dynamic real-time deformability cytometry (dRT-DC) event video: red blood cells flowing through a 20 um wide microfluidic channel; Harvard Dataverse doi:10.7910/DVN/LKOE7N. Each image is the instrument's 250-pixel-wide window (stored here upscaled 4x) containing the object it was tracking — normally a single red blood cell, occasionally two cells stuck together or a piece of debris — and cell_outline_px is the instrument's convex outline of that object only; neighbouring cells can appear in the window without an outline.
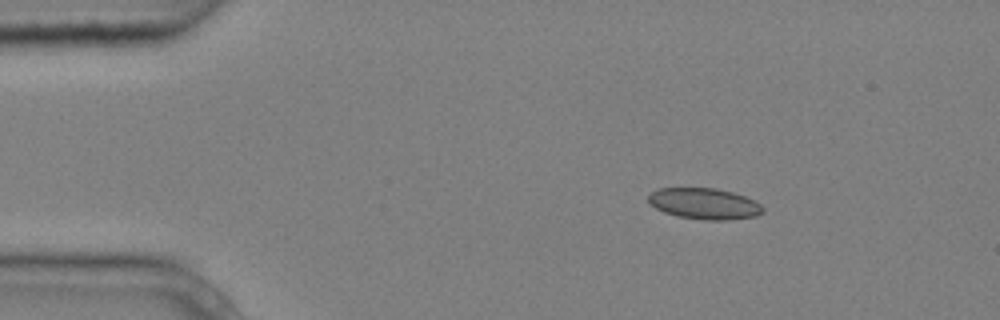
{"species": "common noctule bat (a hibernating species)", "species_latin": "Nyctalus noctula", "temperature_condition": "cold", "stored_images_in_passage": 3, "camera_frame_rate_fps": 3000, "um_per_image_px": 0.085, "animal": {"sex": "male", "body_mass_g": 20.4}, "frame": {"image": 1, "passage_image": 1, "time_ms": 0.0, "image_size_px": [1000, 320], "cell_outline_px": [[764, 212], [756, 216], [728, 220], [704, 220], [676, 216], [664, 212], [656, 208], [648, 200], [648, 196], [656, 188], [716, 188], [732, 192], [744, 196], [760, 204], [764, 208]], "centroid_in_image_um": [59.87, 17.31], "position_along_channel_um": 25.1, "area_um2": 20.75}}